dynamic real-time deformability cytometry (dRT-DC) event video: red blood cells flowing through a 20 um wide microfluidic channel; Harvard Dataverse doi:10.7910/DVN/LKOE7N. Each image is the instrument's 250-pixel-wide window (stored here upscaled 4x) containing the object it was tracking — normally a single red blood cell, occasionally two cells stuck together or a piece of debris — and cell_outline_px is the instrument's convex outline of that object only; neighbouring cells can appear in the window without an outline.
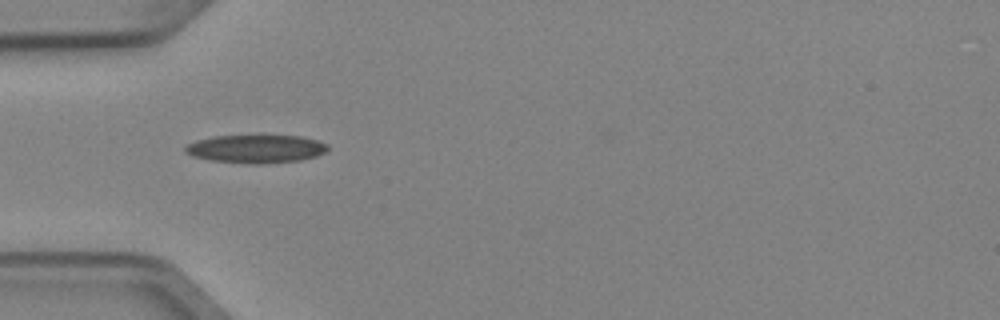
{"species": "Egyptian fruit bat (a non-hibernating species)", "species_latin": "Rousettus aegyptiacus", "temperature_condition": "cold", "stored_images_in_passage": 4, "camera_frame_rate_fps": 3000, "um_per_image_px": 0.085, "animal": {"sex": "female"}, "frame": {"image": 1, "passage_image": 1, "time_ms": 0.0, "image_size_px": [1000, 320], "cell_outline_px": [[328, 148], [324, 152], [316, 156], [300, 160], [260, 164], [248, 164], [212, 160], [192, 156], [184, 152], [184, 148], [188, 144], [196, 140], [212, 136], [300, 136], [316, 140], [328, 144]], "centroid_in_image_um": [21.73, 12.65], "position_along_channel_um": 63.3, "area_um2": 23.29}}
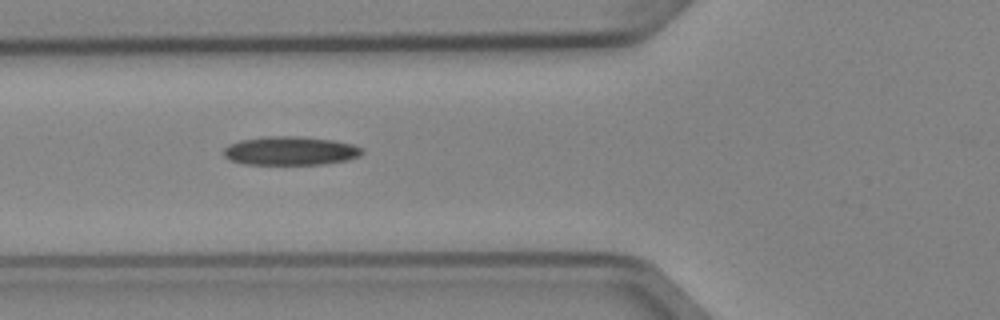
{"frame": {"image": 2, "passage_image": 2, "time_ms": 0.333, "image_size_px": [1000, 320], "cell_outline_px": [[364, 152], [360, 156], [348, 160], [324, 164], [244, 164], [228, 160], [224, 156], [224, 148], [228, 144], [240, 140], [268, 136], [296, 136], [332, 140], [352, 144], [364, 148]], "centroid_in_image_um": [24.68, 12.82], "position_along_channel_um": 101.1, "area_um2": 23.29}}
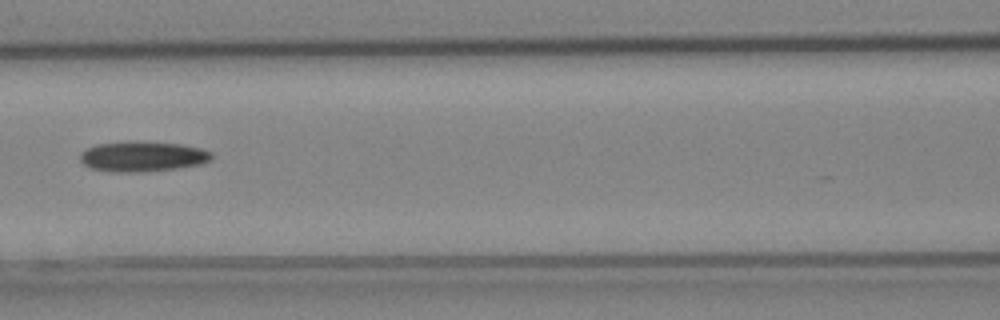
{"frame": {"image": 3, "passage_image": 3, "time_ms": 0.667, "image_size_px": [1000, 320], "cell_outline_px": [[212, 160], [200, 164], [176, 168], [144, 172], [112, 172], [92, 168], [84, 164], [80, 160], [80, 152], [96, 144], [180, 144], [200, 148], [212, 152]], "centroid_in_image_um": [12.14, 13.35], "position_along_channel_um": 154.5, "area_um2": 22.14}}